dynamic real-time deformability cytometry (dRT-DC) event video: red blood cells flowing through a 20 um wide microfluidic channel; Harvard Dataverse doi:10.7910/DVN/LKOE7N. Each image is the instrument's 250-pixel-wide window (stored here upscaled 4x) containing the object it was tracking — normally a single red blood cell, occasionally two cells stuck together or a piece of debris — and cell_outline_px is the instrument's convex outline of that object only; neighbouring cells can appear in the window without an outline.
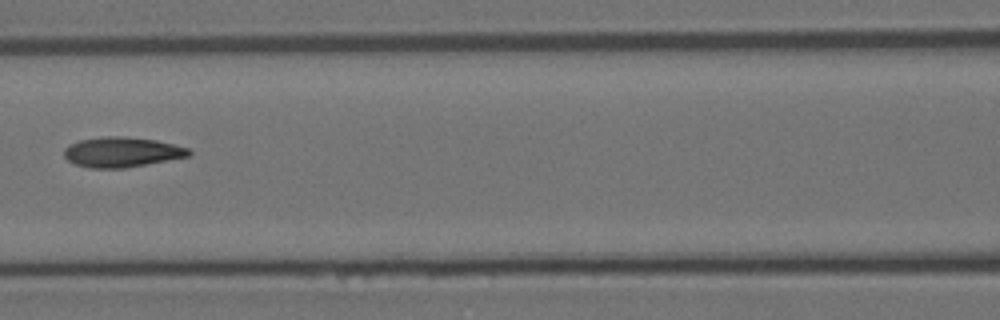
{"species": "Egyptian fruit bat (a non-hibernating species)", "species_latin": "Rousettus aegyptiacus", "temperature_condition": "room temperature", "stored_images_in_passage": 6, "camera_frame_rate_fps": 3000, "um_per_image_px": 0.085, "animal": {"sex": "female"}, "frame": {"image": 1, "passage_image": 6, "time_ms": 1.667, "image_size_px": [1000, 320], "cell_outline_px": [[192, 152], [188, 156], [124, 168], [88, 168], [76, 164], [68, 160], [64, 156], [64, 148], [68, 144], [80, 140], [108, 136], [120, 136], [156, 140], [188, 148]], "centroid_in_image_um": [10.31, 12.93], "position_along_channel_um": 156.3, "area_um2": 21.62}}